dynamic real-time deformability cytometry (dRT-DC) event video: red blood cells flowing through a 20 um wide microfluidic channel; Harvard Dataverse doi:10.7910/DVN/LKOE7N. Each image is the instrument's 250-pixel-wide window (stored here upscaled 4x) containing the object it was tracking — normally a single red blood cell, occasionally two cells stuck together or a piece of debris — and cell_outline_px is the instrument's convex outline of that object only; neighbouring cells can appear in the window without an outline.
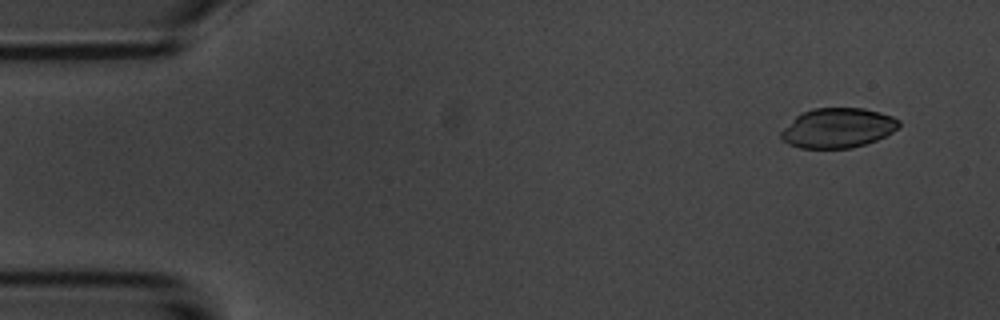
{"species": "common noctule bat (a hibernating species)", "species_latin": "Nyctalus noctula", "temperature_condition": "room temperature", "stored_images_in_passage": 4, "camera_frame_rate_fps": 3000, "um_per_image_px": 0.085, "animal": {"sex": "male", "body_mass_g": 20.1, "forearm_length_mm": 53.5}, "frame": {"image": 1, "passage_image": 1, "time_ms": 0.0, "image_size_px": [1000, 320], "cell_outline_px": [[900, 124], [892, 132], [876, 140], [852, 148], [800, 148], [788, 144], [780, 136], [780, 132], [796, 116], [812, 108], [864, 108], [880, 112], [892, 116], [900, 120]], "centroid_in_image_um": [71.21, 10.87], "position_along_channel_um": 13.8, "area_um2": 27.17}}